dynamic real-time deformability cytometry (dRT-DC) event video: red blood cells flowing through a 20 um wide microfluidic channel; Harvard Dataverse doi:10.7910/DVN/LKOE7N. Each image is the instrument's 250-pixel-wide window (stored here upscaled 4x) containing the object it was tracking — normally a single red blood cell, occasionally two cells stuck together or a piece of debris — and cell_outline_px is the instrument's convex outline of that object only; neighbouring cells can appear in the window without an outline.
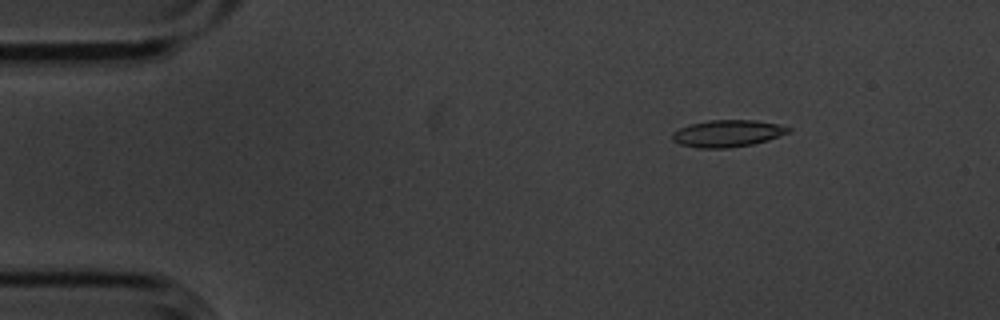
{"species": "common noctule bat (a hibernating species)", "species_latin": "Nyctalus noctula", "temperature_condition": "cold", "stored_images_in_passage": 5, "camera_frame_rate_fps": 3000, "um_per_image_px": 0.085, "animal": {"sex": "male", "body_mass_g": 20.1, "forearm_length_mm": 53.5}, "frame": {"image": 1, "passage_image": 2, "time_ms": 0.333, "image_size_px": [1000, 320], "cell_outline_px": [[792, 132], [768, 140], [752, 144], [728, 148], [700, 148], [680, 144], [672, 140], [672, 132], [688, 124], [708, 120], [756, 120], [776, 124], [792, 128]], "centroid_in_image_um": [61.84, 11.34], "position_along_channel_um": 23.2, "area_um2": 18.32}}
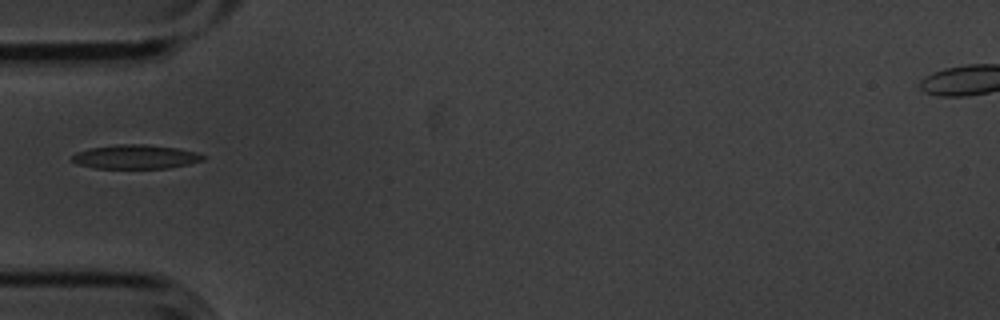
{"frame": {"image": 2, "passage_image": 5, "time_ms": 1.333, "image_size_px": [1000, 320], "cell_outline_px": [[204, 160], [188, 164], [168, 168], [96, 168], [76, 164], [72, 160], [72, 156], [76, 152], [92, 148], [116, 144], [148, 144], [180, 148], [196, 152], [204, 156]], "centroid_in_image_um": [11.53, 13.32], "position_along_channel_um": 73.5, "area_um2": 18.38}}